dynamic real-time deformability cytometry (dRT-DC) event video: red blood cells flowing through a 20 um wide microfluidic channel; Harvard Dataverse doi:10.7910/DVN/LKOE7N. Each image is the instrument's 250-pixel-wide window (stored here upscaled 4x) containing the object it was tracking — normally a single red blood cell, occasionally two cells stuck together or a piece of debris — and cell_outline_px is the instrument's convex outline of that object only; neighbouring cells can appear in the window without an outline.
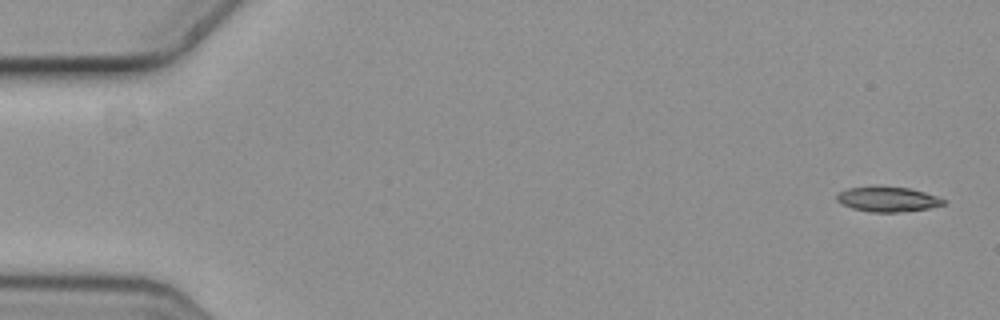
{"species": "common noctule bat (a hibernating species)", "species_latin": "Nyctalus noctula", "temperature_condition": "cold", "stored_images_in_passage": 5, "camera_frame_rate_fps": 3000, "um_per_image_px": 0.085, "animal": {"sex": "female", "body_mass_g": 19.3, "forearm_length_mm": 54.1}, "frame": {"image": 1, "passage_image": 1, "time_ms": 0.0, "image_size_px": [1000, 320], "cell_outline_px": [[948, 200], [944, 204], [928, 208], [896, 212], [872, 212], [852, 208], [840, 204], [836, 200], [836, 196], [840, 192], [848, 188], [876, 184], [908, 188], [924, 192]], "centroid_in_image_um": [75.41, 16.9], "position_along_channel_um": 9.6, "area_um2": 15.84}}
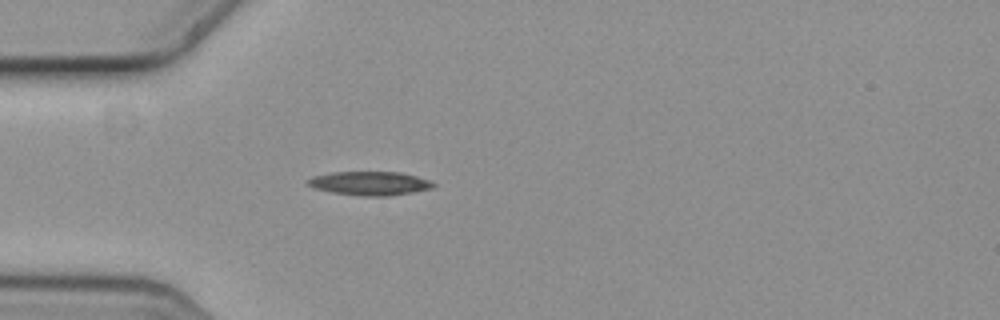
{"frame": {"image": 2, "passage_image": 5, "time_ms": 1.333, "image_size_px": [1000, 320], "cell_outline_px": [[436, 184], [432, 188], [412, 192], [388, 196], [360, 196], [332, 192], [312, 188], [308, 184], [308, 180], [312, 176], [332, 172], [400, 172], [416, 176], [428, 180]], "centroid_in_image_um": [31.41, 15.58], "position_along_channel_um": 53.6, "area_um2": 17.34}}